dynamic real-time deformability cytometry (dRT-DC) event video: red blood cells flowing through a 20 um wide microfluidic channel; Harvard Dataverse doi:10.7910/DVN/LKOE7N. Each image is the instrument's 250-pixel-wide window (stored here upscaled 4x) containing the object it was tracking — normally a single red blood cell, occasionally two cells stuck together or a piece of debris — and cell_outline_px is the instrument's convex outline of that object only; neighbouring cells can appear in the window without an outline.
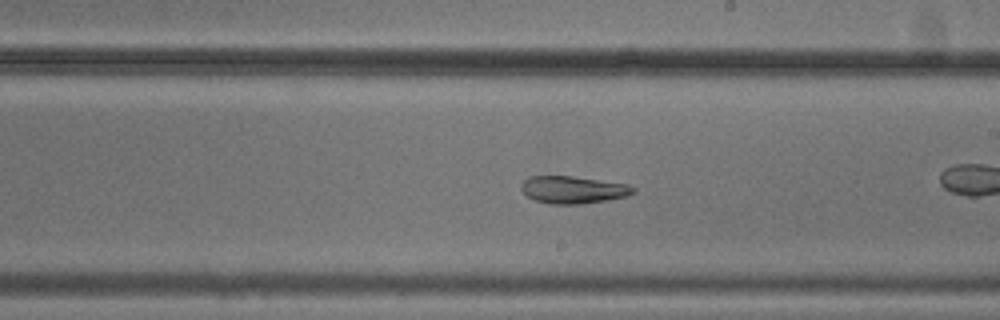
{"species": "common noctule bat (a hibernating species)", "species_latin": "Nyctalus noctula", "temperature_condition": "cold", "stored_images_in_passage": 56, "camera_frame_rate_fps": 3000, "um_per_image_px": 0.085, "animal": {"sex": "male", "body_mass_g": 20.5, "forearm_length_mm": 52.5}, "frame": {"image": 1, "passage_image": 32, "time_ms": 10.333, "image_size_px": [1000, 320], "cell_outline_px": [[636, 192], [628, 196], [608, 200], [580, 204], [552, 204], [536, 200], [528, 196], [520, 188], [520, 184], [524, 180], [532, 176], [572, 176], [628, 184], [636, 188]], "centroid_in_image_um": [48.75, 16.13], "position_along_channel_um": 240.2, "area_um2": 17.86}}
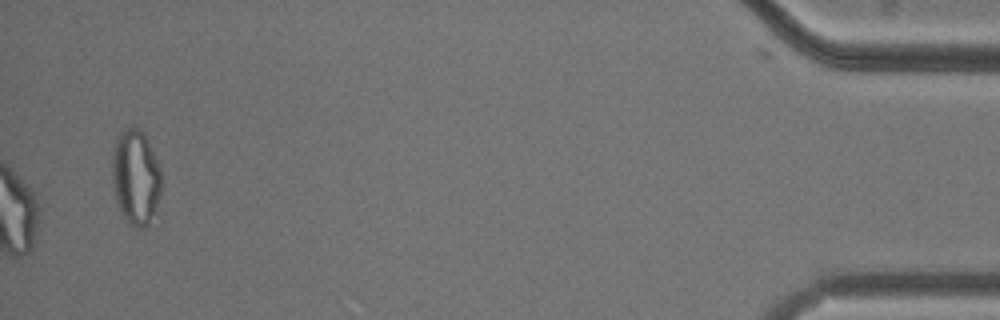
{"frame": {"image": 2, "passage_image": 56, "time_ms": 18.333, "image_size_px": [1000, 320], "cell_outline_px": [[160, 192], [156, 204], [148, 224], [144, 228], [136, 228], [128, 224], [124, 220], [116, 204], [112, 188], [112, 152], [116, 136], [120, 132], [132, 124], [140, 128], [144, 132], [160, 168]], "centroid_in_image_um": [11.47, 15.03], "position_along_channel_um": 423.7, "area_um2": 27.69}, "authors_computed_cell_mechanics": {"area_um2": 24.7384, "velocity_mm_per_s": 3.7407, "shape_relaxation_time_tau1_ms": null, "shape_relaxation_time_tau2_ms": 3.0322, "deformation_change_tau1": null, "deformation_change_tau2": 0.1045}}